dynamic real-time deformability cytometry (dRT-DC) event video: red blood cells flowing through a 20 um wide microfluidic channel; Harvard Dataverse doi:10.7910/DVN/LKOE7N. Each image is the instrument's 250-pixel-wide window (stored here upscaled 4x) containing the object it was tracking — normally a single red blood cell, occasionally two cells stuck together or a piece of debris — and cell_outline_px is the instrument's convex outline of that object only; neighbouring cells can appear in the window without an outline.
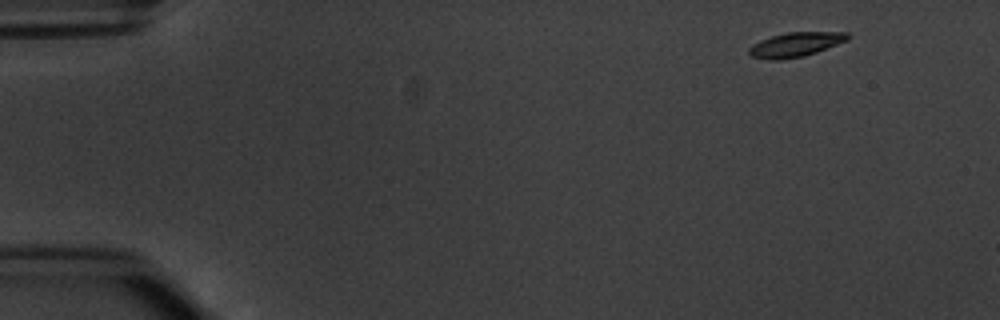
{"species": "common noctule bat (a hibernating species)", "species_latin": "Nyctalus noctula", "temperature_condition": "warm", "stored_images_in_passage": 3, "camera_frame_rate_fps": 3000, "um_per_image_px": 0.085, "animal": {"sex": "male", "body_mass_g": 20.1, "forearm_length_mm": 53.5}, "frame": {"image": 1, "passage_image": 1, "time_ms": 0.0, "image_size_px": [1000, 320], "cell_outline_px": [[852, 36], [848, 40], [816, 52], [804, 56], [776, 60], [768, 60], [752, 56], [748, 52], [748, 48], [752, 44], [760, 40], [772, 36], [788, 32], [848, 32]], "centroid_in_image_um": [67.63, 3.78], "position_along_channel_um": 17.4, "area_um2": 14.05}}